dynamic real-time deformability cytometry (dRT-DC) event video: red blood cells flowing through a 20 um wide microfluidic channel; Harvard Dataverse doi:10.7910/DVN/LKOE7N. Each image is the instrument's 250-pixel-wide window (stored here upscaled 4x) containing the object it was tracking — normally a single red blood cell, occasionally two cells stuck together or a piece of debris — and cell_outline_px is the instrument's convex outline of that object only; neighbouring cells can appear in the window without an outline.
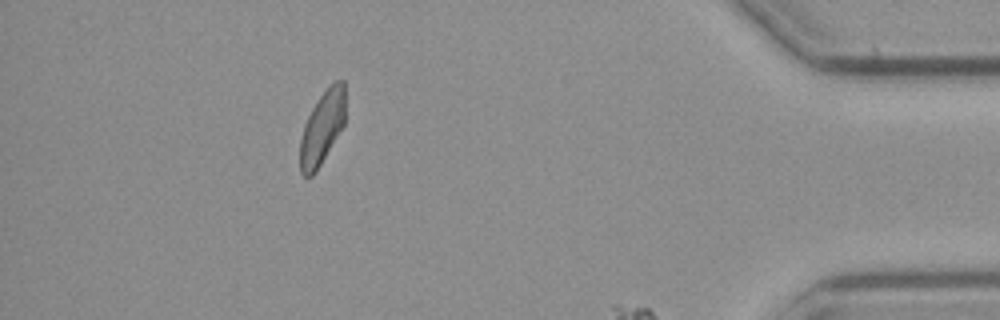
{"species": "common noctule bat (a hibernating species)", "species_latin": "Nyctalus noctula", "temperature_condition": "cold", "stored_images_in_passage": 57, "segment_of_instrument_passage": [3, 3], "camera_frame_rate_fps": 3000, "um_per_image_px": 0.085, "animal": {"sex": "male", "body_mass_g": 23.1, "forearm_length_mm": 52.7}, "frame": {"image": 1, "passage_image": 51, "time_ms": 16.667, "image_size_px": [1000, 320], "cell_outline_px": [[344, 124], [316, 172], [312, 176], [304, 176], [300, 172], [300, 140], [304, 124], [312, 108], [320, 96], [336, 80], [344, 80]], "centroid_in_image_um": [27.36, 10.89], "position_along_channel_um": 407.8, "area_um2": 18.96}}